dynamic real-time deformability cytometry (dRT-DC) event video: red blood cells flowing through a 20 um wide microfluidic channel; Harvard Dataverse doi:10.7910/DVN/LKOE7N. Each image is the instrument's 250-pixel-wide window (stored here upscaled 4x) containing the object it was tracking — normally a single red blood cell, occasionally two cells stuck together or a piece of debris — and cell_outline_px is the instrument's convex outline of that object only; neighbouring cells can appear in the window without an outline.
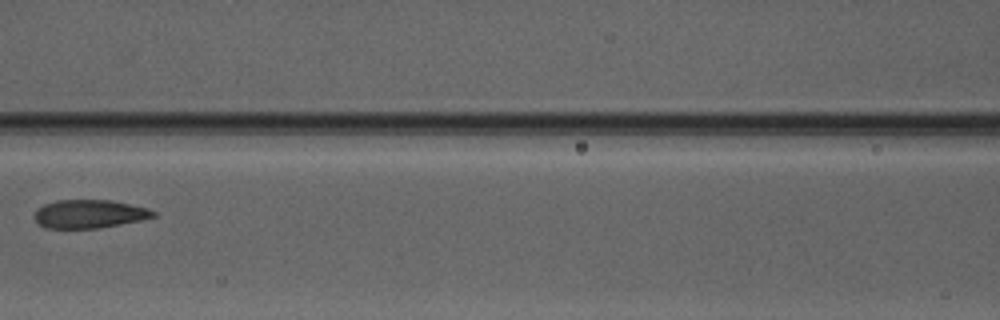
{"species": "Egyptian fruit bat (a non-hibernating species)", "species_latin": "Rousettus aegyptiacus", "temperature_condition": "warm", "stored_images_in_passage": 6, "camera_frame_rate_fps": 3000, "um_per_image_px": 0.085, "animal": {"sex": "male"}, "frame": {"image": 1, "passage_image": 5, "time_ms": 5.667, "image_size_px": [1000, 320], "cell_outline_px": [[156, 216], [140, 220], [100, 228], [44, 228], [36, 224], [32, 216], [44, 204], [56, 200], [112, 200], [148, 208], [156, 212]], "centroid_in_image_um": [7.56, 18.19], "position_along_channel_um": 159.0, "area_um2": 19.77}}
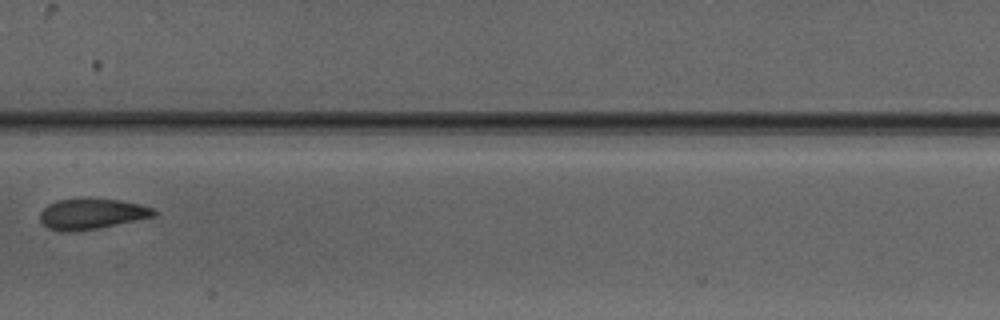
{"frame": {"image": 2, "passage_image": 6, "time_ms": 6.667, "image_size_px": [1000, 320], "cell_outline_px": [[156, 216], [96, 228], [72, 232], [60, 232], [48, 228], [40, 220], [40, 212], [48, 204], [56, 200], [120, 200], [140, 204], [152, 208], [156, 212]], "centroid_in_image_um": [7.77, 18.2], "position_along_channel_um": 199.6, "area_um2": 19.83}}